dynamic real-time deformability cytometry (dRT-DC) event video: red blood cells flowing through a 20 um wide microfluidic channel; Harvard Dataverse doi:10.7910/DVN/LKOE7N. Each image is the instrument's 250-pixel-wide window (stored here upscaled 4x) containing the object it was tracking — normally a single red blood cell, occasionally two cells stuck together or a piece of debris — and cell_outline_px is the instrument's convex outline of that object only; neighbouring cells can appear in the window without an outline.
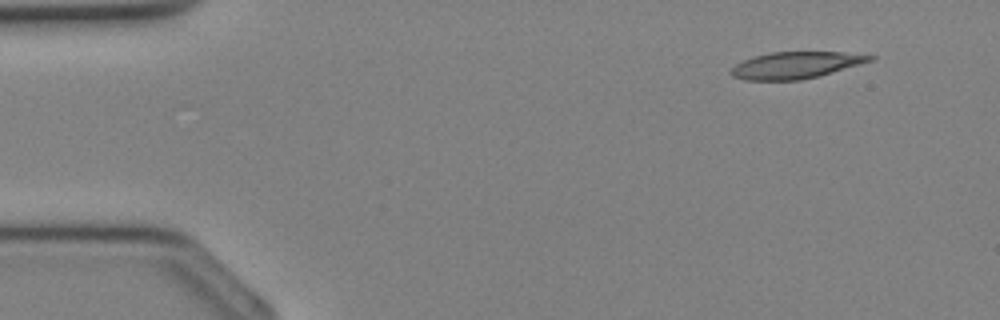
{"species": "Egyptian fruit bat (a non-hibernating species)", "species_latin": "Rousettus aegyptiacus", "temperature_condition": "cold", "stored_images_in_passage": 6, "camera_frame_rate_fps": 3000, "um_per_image_px": 0.085, "animal": {"sex": "female"}, "frame": {"image": 1, "passage_image": 1, "time_ms": 0.0, "image_size_px": [1000, 320], "cell_outline_px": [[876, 56], [872, 60], [860, 64], [820, 76], [800, 80], [744, 80], [732, 76], [728, 72], [736, 64], [744, 60], [756, 56], [772, 52], [840, 52]], "centroid_in_image_um": [67.61, 5.55], "position_along_channel_um": 17.4, "area_um2": 21.44}}